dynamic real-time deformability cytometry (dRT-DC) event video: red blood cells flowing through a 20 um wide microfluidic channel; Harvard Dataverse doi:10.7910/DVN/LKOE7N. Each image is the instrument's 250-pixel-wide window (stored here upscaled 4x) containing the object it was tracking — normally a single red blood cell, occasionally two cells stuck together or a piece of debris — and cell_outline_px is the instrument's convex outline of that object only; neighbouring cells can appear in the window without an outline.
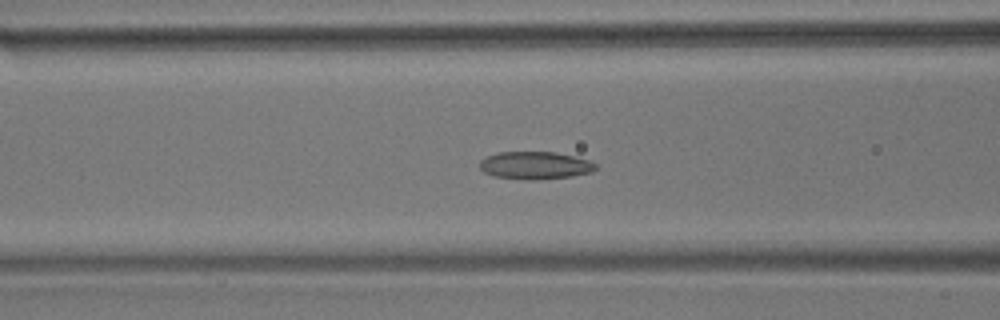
{"species": "common noctule bat (a hibernating species)", "species_latin": "Nyctalus noctula", "temperature_condition": "room temperature", "stored_images_in_passage": 57, "camera_frame_rate_fps": 3000, "um_per_image_px": 0.085, "animal": {"sex": "male", "body_mass_g": 17.9}, "frame": {"image": 1, "passage_image": 23, "time_ms": 7.333, "image_size_px": [1000, 320], "cell_outline_px": [[596, 168], [592, 172], [572, 176], [536, 180], [532, 180], [492, 176], [484, 172], [480, 168], [480, 160], [496, 152], [556, 152], [588, 160], [596, 164]], "centroid_in_image_um": [45.47, 14.06], "position_along_channel_um": 121.1, "area_um2": 18.61}}
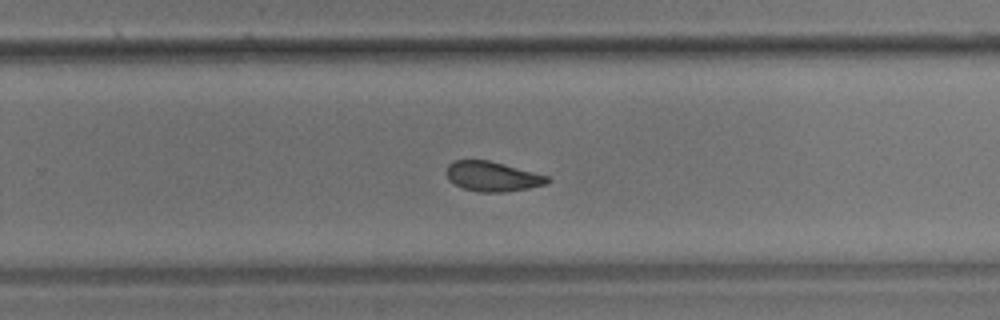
{"frame": {"image": 2, "passage_image": 37, "time_ms": 12.0, "image_size_px": [1000, 320], "cell_outline_px": [[552, 180], [548, 184], [528, 188], [504, 192], [480, 192], [464, 188], [448, 180], [444, 172], [448, 164], [452, 160], [488, 160], [504, 164], [548, 176]], "centroid_in_image_um": [41.83, 14.99], "position_along_channel_um": 288.0, "area_um2": 17.63}}
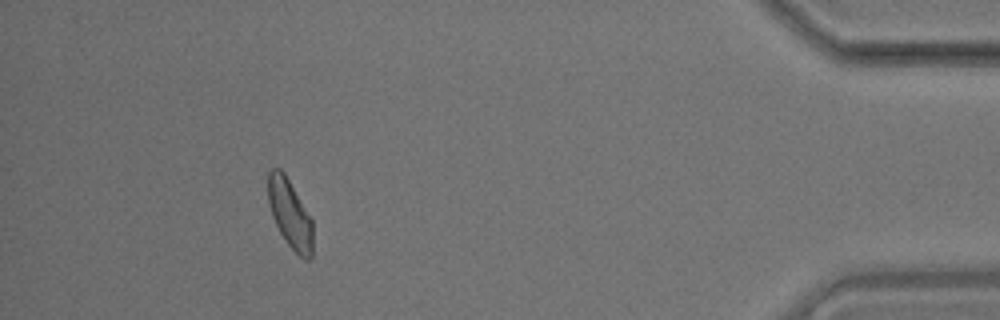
{"frame": {"image": 3, "passage_image": 52, "time_ms": 17.0, "image_size_px": [1000, 320], "cell_outline_px": [[312, 260], [304, 260], [288, 244], [280, 232], [272, 216], [268, 200], [268, 172], [272, 168], [280, 168], [284, 172], [312, 220]], "centroid_in_image_um": [24.64, 18.18], "position_along_channel_um": 410.6, "area_um2": 17.69}, "authors_computed_cell_mechanics": {"area_um2": 18.4382, "velocity_mm_per_s": 3.5855, "shape_relaxation_time_tau1_ms": null, "shape_relaxation_time_tau2_ms": 3.5745, "deformation_change_tau1": null, "deformation_change_tau2": 0.0797}}